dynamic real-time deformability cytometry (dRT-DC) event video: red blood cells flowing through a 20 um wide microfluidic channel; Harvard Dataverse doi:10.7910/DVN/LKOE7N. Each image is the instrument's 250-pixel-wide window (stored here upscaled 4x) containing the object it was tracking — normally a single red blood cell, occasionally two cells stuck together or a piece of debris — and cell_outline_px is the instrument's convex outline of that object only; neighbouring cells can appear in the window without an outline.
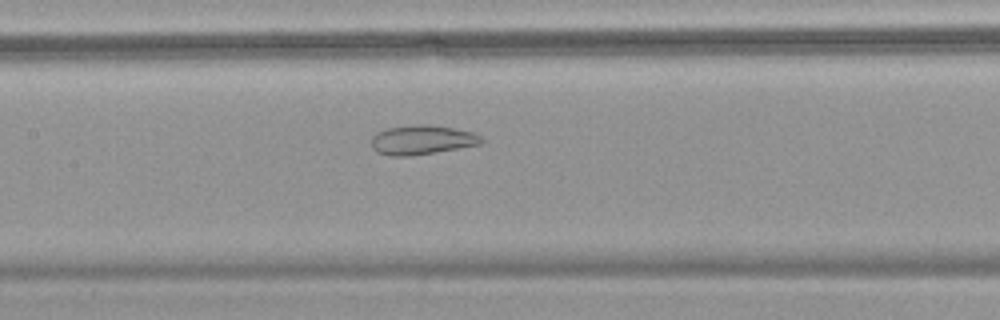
{"species": "common noctule bat (a hibernating species)", "species_latin": "Nyctalus noctula", "temperature_condition": "warm", "stored_images_in_passage": 51, "camera_frame_rate_fps": 3000, "um_per_image_px": 0.085, "animal": {"sex": "female", "body_mass_g": 18.4}, "frame": {"image": 1, "passage_image": 22, "time_ms": 7.0, "image_size_px": [1000, 320], "cell_outline_px": [[484, 140], [480, 144], [412, 156], [388, 156], [376, 152], [372, 148], [372, 136], [388, 128], [416, 124], [428, 124], [452, 128], [472, 132], [480, 136]], "centroid_in_image_um": [35.84, 11.9], "position_along_channel_um": 171.6, "area_um2": 18.67}}
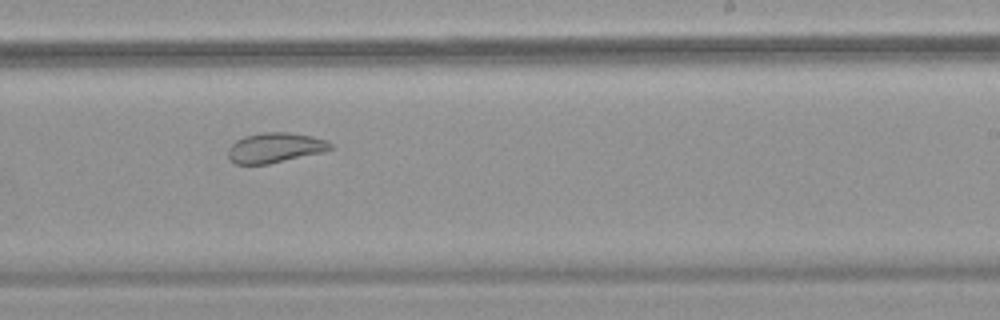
{"frame": {"image": 2, "passage_image": 30, "time_ms": 9.667, "image_size_px": [1000, 320], "cell_outline_px": [[332, 148], [324, 152], [268, 164], [236, 164], [228, 156], [228, 148], [236, 140], [244, 136], [264, 132], [288, 132], [312, 136], [324, 140], [332, 144]], "centroid_in_image_um": [23.37, 12.55], "position_along_channel_um": 265.6, "area_um2": 17.8}}
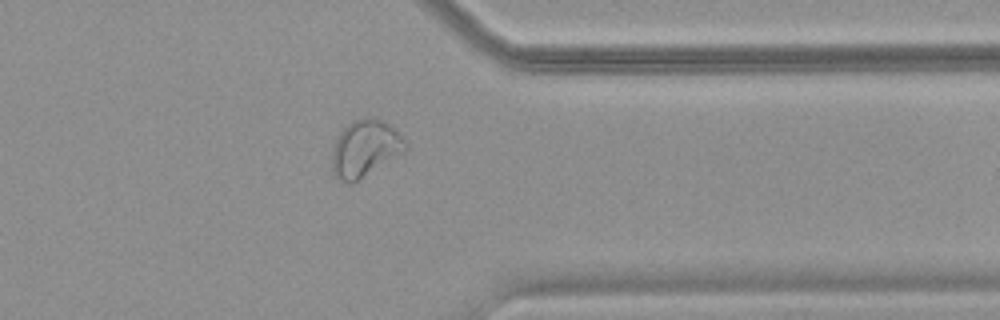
{"frame": {"image": 3, "passage_image": 40, "time_ms": 13.0, "image_size_px": [1000, 320], "cell_outline_px": [[408, 148], [404, 152], [352, 184], [348, 184], [340, 180], [332, 172], [332, 148], [340, 132], [352, 120], [364, 116], [372, 116], [384, 120], [400, 132], [408, 144]], "centroid_in_image_um": [31.05, 12.59], "position_along_channel_um": 380.4, "area_um2": 24.74}, "authors_computed_cell_mechanics": {"area_um2": 24.854, "velocity_mm_per_s": 3.5519, "shape_relaxation_time_tau1_ms": null, "shape_relaxation_time_tau2_ms": 1.4707, "deformation_change_tau1": null, "deformation_change_tau2": 0.0847}}